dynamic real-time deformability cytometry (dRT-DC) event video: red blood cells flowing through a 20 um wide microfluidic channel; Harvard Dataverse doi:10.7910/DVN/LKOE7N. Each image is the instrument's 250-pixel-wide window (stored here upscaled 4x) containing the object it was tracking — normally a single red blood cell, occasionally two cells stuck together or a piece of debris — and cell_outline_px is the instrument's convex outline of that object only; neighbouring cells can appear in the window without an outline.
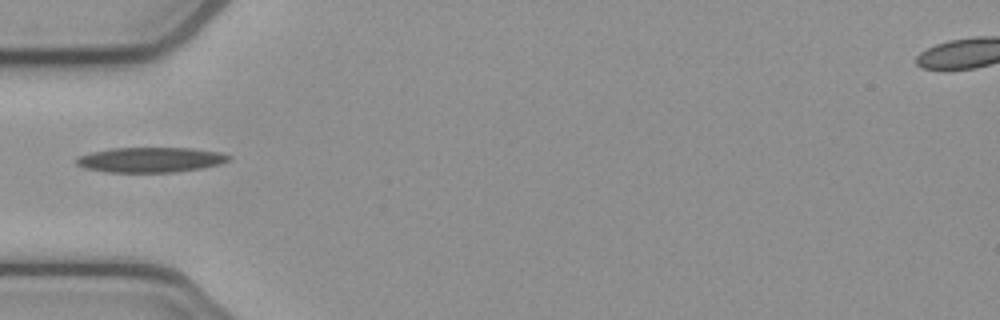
{"species": "common noctule bat (a hibernating species)", "species_latin": "Nyctalus noctula", "temperature_condition": "cold", "stored_images_in_passage": 18, "camera_frame_rate_fps": 3000, "um_per_image_px": 0.085, "animal": {"sex": "female", "body_mass_g": 21.9}, "frame": {"image": 1, "passage_image": 1, "time_ms": 0.0, "image_size_px": [1000, 320], "cell_outline_px": [[232, 156], [228, 160], [220, 164], [200, 168], [176, 172], [108, 172], [84, 168], [76, 164], [76, 156], [92, 152], [112, 148], [192, 148], [220, 152]], "centroid_in_image_um": [12.78, 13.58], "position_along_channel_um": 72.2, "area_um2": 22.25}}
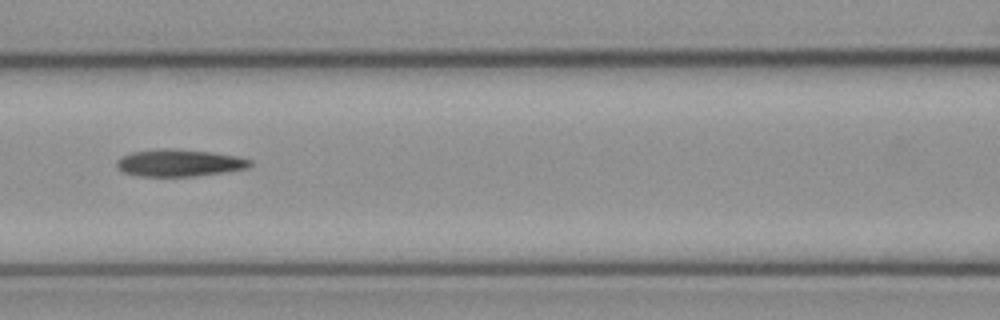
{"frame": {"image": 2, "passage_image": 7, "time_ms": 2.0, "image_size_px": [1000, 320], "cell_outline_px": [[252, 164], [248, 168], [224, 172], [196, 176], [136, 176], [120, 172], [116, 168], [116, 160], [120, 156], [132, 152], [160, 148], [168, 148], [208, 152], [236, 156], [252, 160]], "centroid_in_image_um": [15.16, 13.85], "position_along_channel_um": 151.4, "area_um2": 21.21}}
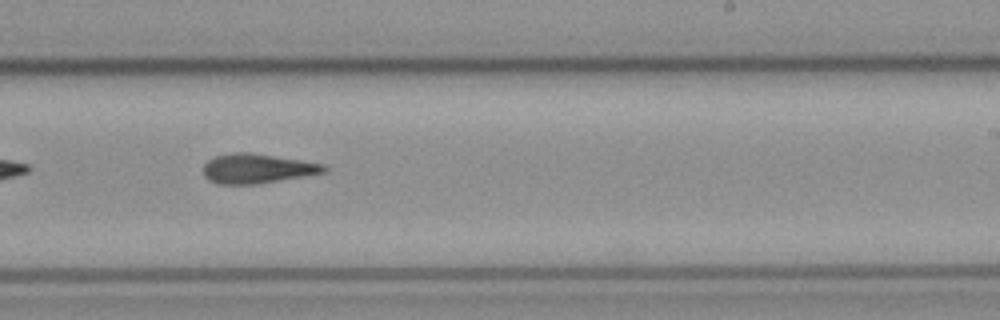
{"frame": {"image": 3, "passage_image": 16, "time_ms": 5.0, "image_size_px": [1000, 320], "cell_outline_px": [[328, 172], [256, 184], [216, 184], [208, 180], [204, 176], [204, 164], [208, 160], [216, 156], [232, 152], [248, 152], [300, 160], [324, 164], [328, 168]], "centroid_in_image_um": [21.85, 14.33], "position_along_channel_um": 267.2, "area_um2": 20.75}}